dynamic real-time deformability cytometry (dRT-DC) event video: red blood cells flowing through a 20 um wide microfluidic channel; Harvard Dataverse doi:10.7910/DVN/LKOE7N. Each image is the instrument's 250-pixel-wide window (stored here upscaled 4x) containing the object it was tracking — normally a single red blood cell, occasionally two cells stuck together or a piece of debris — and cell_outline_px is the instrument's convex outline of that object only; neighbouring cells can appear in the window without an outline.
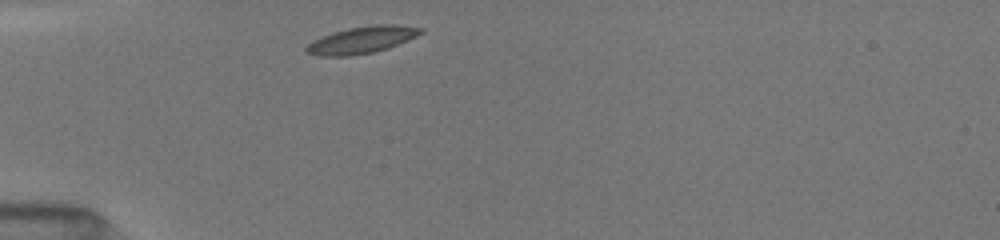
{"species": "common noctule bat (a hibernating species)", "species_latin": "Nyctalus noctula", "temperature_condition": "room temperature", "stored_images_in_passage": 11, "camera_frame_rate_fps": 3000, "um_per_image_px": 0.085, "animal": {"sex": "female", "body_mass_g": 19.5, "forearm_length_mm": 54.1}, "frame": {"image": 1, "passage_image": 1, "time_ms": 0.0, "image_size_px": [1000, 240], "cell_outline_px": [[424, 32], [416, 36], [388, 48], [372, 52], [352, 56], [320, 56], [304, 52], [304, 48], [308, 44], [324, 36], [348, 28], [372, 24], [396, 24], [424, 28]], "centroid_in_image_um": [30.78, 3.39], "position_along_channel_um": 54.2, "area_um2": 17.8}}
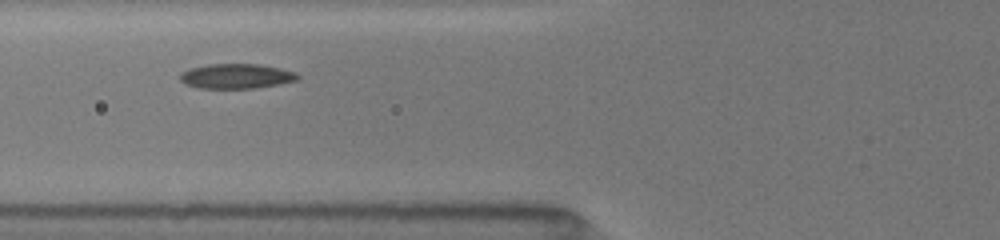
{"frame": {"image": 2, "passage_image": 6, "time_ms": 1.667, "image_size_px": [1000, 240], "cell_outline_px": [[300, 76], [296, 80], [256, 88], [196, 88], [184, 84], [180, 80], [180, 72], [188, 68], [208, 64], [260, 64], [280, 68], [296, 72]], "centroid_in_image_um": [20.03, 6.47], "position_along_channel_um": 105.8, "area_um2": 17.11}}
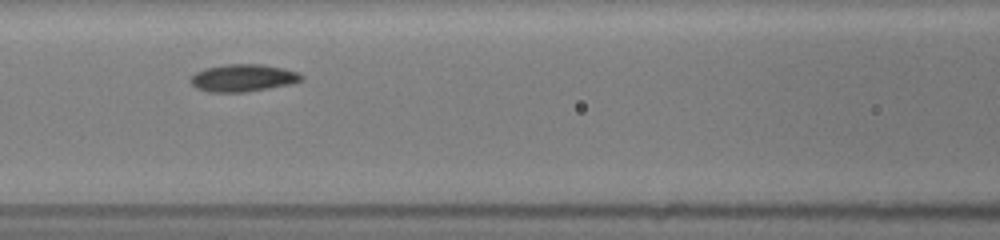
{"frame": {"image": 3, "passage_image": 10, "time_ms": 2.667, "image_size_px": [1000, 240], "cell_outline_px": [[304, 80], [292, 84], [244, 92], [208, 92], [196, 88], [188, 80], [196, 72], [204, 68], [224, 64], [264, 64], [284, 68], [300, 72], [304, 76]], "centroid_in_image_um": [20.69, 6.61], "position_along_channel_um": 145.9, "area_um2": 17.98}}